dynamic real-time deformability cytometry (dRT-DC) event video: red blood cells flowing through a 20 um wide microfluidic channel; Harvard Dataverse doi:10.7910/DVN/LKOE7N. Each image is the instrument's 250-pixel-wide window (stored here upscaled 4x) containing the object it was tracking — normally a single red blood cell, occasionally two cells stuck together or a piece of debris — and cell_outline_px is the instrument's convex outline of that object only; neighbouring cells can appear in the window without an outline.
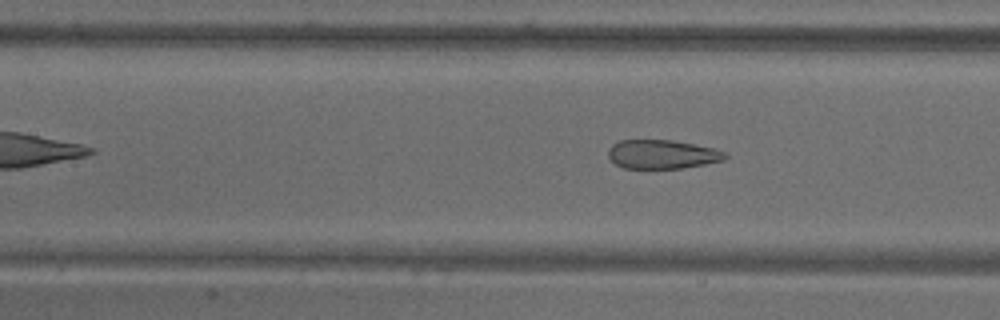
{"species": "common noctule bat (a hibernating species)", "species_latin": "Nyctalus noctula", "temperature_condition": "warm", "stored_images_in_passage": 60, "camera_frame_rate_fps": 3000, "um_per_image_px": 0.085, "animal": {"sex": "male", "body_mass_g": 18.8}, "frame": {"image": 1, "passage_image": 21, "time_ms": 6.667, "image_size_px": [1000, 320], "cell_outline_px": [[728, 156], [724, 160], [704, 164], [680, 168], [624, 168], [616, 164], [608, 156], [608, 148], [612, 144], [620, 140], [672, 140], [712, 148], [724, 152]], "centroid_in_image_um": [56.25, 13.11], "position_along_channel_um": 151.2, "area_um2": 19.48}}
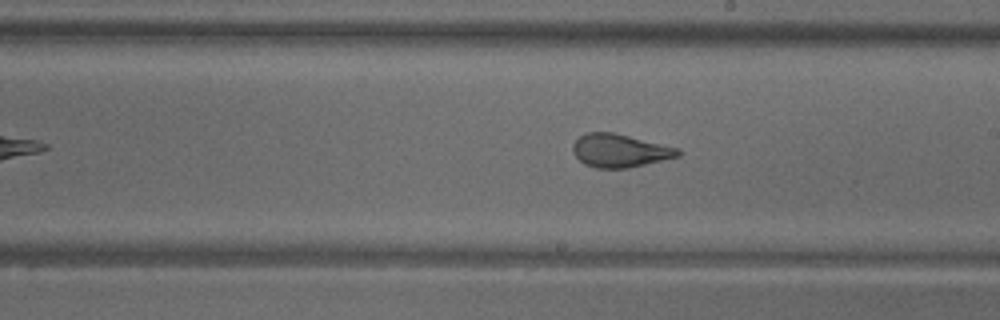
{"frame": {"image": 2, "passage_image": 30, "time_ms": 9.667, "image_size_px": [1000, 320], "cell_outline_px": [[680, 156], [628, 168], [596, 168], [584, 164], [576, 156], [572, 148], [572, 144], [584, 132], [612, 132], [680, 148]], "centroid_in_image_um": [52.68, 12.8], "position_along_channel_um": 236.3, "area_um2": 20.29}}
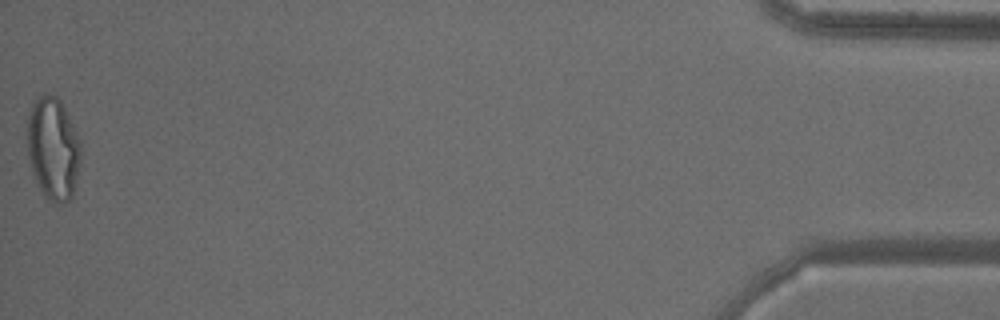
{"frame": {"image": 3, "passage_image": 60, "time_ms": 19.667, "image_size_px": [1000, 320], "cell_outline_px": [[80, 160], [72, 196], [68, 200], [60, 204], [52, 204], [44, 196], [32, 172], [28, 156], [28, 116], [32, 104], [40, 96], [48, 92], [56, 96], [60, 100], [80, 140]], "centroid_in_image_um": [4.51, 12.64], "position_along_channel_um": 430.7, "area_um2": 31.73}}